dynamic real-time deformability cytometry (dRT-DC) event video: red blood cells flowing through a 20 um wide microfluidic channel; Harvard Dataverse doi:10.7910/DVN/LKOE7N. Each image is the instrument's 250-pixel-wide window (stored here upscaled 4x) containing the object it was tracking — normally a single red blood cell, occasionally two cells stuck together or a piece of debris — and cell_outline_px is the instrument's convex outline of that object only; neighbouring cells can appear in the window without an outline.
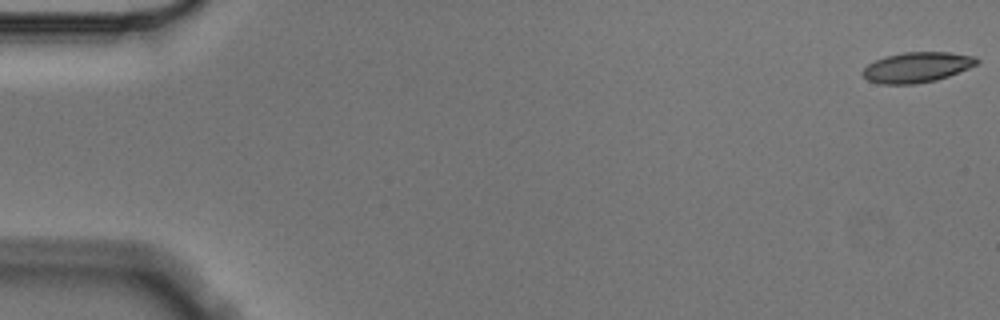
{"species": "Egyptian fruit bat (a non-hibernating species)", "species_latin": "Rousettus aegyptiacus", "temperature_condition": "cold", "stored_images_in_passage": 6, "camera_frame_rate_fps": 3000, "um_per_image_px": 0.085, "animal": {"sex": "male"}, "frame": {"image": 1, "passage_image": 1, "time_ms": 0.0, "image_size_px": [1000, 320], "cell_outline_px": [[980, 60], [976, 64], [968, 68], [948, 76], [936, 80], [912, 84], [880, 84], [868, 80], [860, 72], [868, 64], [884, 56], [904, 52], [948, 52], [976, 56]], "centroid_in_image_um": [77.92, 5.71], "position_along_channel_um": 7.1, "area_um2": 20.11}}
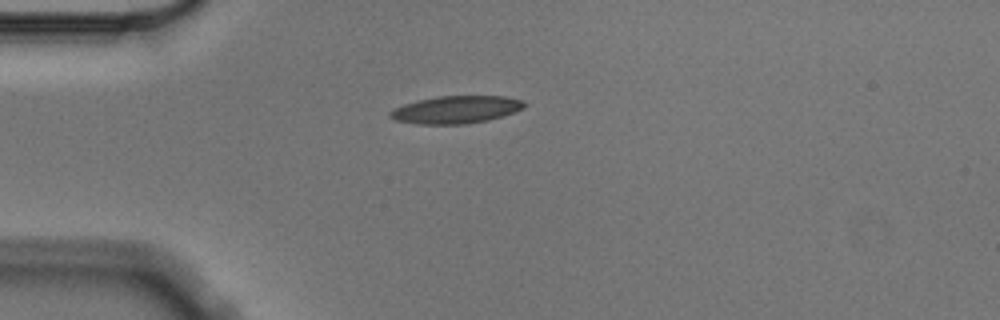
{"frame": {"image": 2, "passage_image": 5, "time_ms": 1.333, "image_size_px": [1000, 320], "cell_outline_px": [[528, 104], [524, 108], [488, 120], [464, 124], [416, 124], [396, 120], [388, 116], [388, 112], [392, 108], [404, 104], [436, 96], [504, 96], [524, 100]], "centroid_in_image_um": [38.74, 9.31], "position_along_channel_um": 46.3, "area_um2": 21.56}}
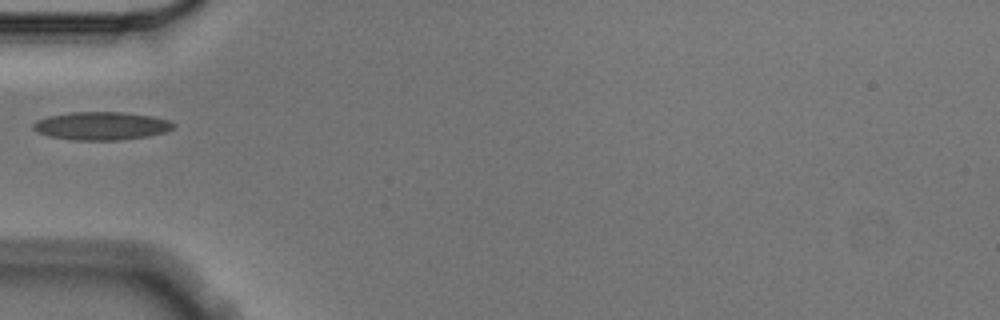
{"frame": {"image": 3, "passage_image": 6, "time_ms": 1.667, "image_size_px": [1000, 320], "cell_outline_px": [[176, 124], [172, 128], [164, 132], [148, 136], [120, 140], [72, 140], [48, 136], [36, 132], [32, 128], [32, 124], [36, 120], [48, 116], [72, 112], [120, 112], [152, 116], [168, 120]], "centroid_in_image_um": [8.57, 10.7], "position_along_channel_um": 76.4, "area_um2": 23.0}}